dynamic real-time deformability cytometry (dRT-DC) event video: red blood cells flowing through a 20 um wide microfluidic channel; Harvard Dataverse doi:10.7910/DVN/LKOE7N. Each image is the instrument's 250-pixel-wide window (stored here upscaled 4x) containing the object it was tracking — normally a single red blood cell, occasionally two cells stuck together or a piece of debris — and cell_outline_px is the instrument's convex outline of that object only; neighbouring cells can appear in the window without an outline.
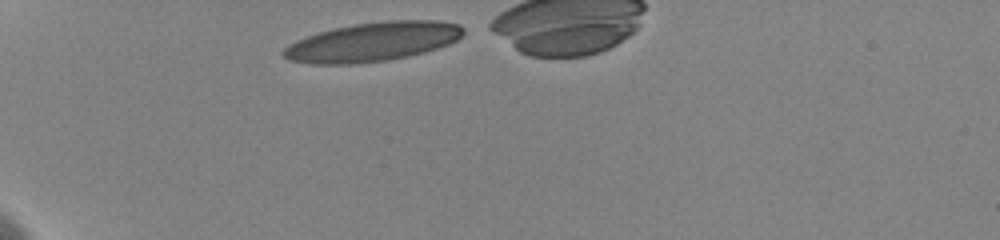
{"species": "human", "species_latin": "Homo sapiens", "temperature_condition": "cold", "stored_images_in_passage": 6, "camera_frame_rate_fps": 3000, "um_per_image_px": 0.085, "donor": {"sex": "female"}, "frame": {"image": 1, "passage_image": 1, "time_ms": 0.0, "image_size_px": [1000, 240], "cell_outline_px": [[464, 32], [456, 40], [448, 44], [424, 52], [408, 56], [388, 60], [352, 64], [312, 64], [288, 60], [280, 52], [288, 44], [296, 40], [320, 32], [336, 28], [356, 24], [388, 20], [440, 20], [460, 24], [464, 28]], "centroid_in_image_um": [31.68, 3.55], "position_along_channel_um": 53.3, "area_um2": 40.86}}